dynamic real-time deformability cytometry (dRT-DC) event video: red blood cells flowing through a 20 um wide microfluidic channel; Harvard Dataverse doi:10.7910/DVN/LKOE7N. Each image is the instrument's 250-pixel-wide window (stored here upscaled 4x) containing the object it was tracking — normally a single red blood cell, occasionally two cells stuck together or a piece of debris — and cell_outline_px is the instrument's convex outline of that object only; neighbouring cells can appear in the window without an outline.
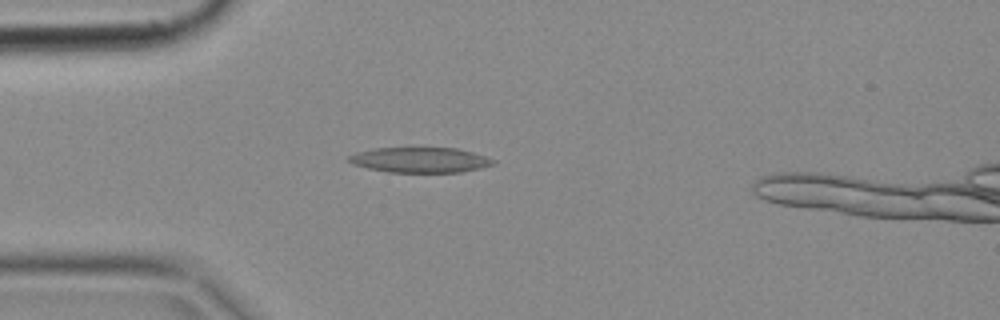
{"species": "common noctule bat (a hibernating species)", "species_latin": "Nyctalus noctula", "temperature_condition": "cold", "stored_images_in_passage": 45, "camera_frame_rate_fps": 3000, "um_per_image_px": 0.085, "animal": {"sex": "female", "body_mass_g": 18.4}, "frame": {"image": 1, "passage_image": 12, "time_ms": 3.667, "image_size_px": [1000, 320], "cell_outline_px": [[496, 160], [492, 164], [480, 168], [460, 172], [388, 172], [368, 168], [352, 164], [348, 160], [348, 156], [356, 152], [376, 148], [456, 148], [472, 152]], "centroid_in_image_um": [35.67, 13.59], "position_along_channel_um": 49.3, "area_um2": 21.04}}
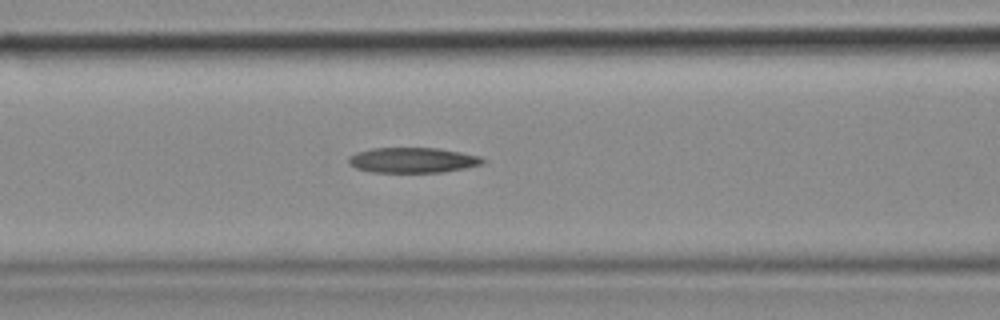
{"frame": {"image": 2, "passage_image": 19, "time_ms": 6.0, "image_size_px": [1000, 320], "cell_outline_px": [[488, 160], [484, 164], [444, 172], [372, 172], [356, 168], [348, 164], [348, 156], [356, 152], [372, 148], [436, 148], [460, 152], [480, 156]], "centroid_in_image_um": [35.08, 13.61], "position_along_channel_um": 131.5, "area_um2": 19.88}}
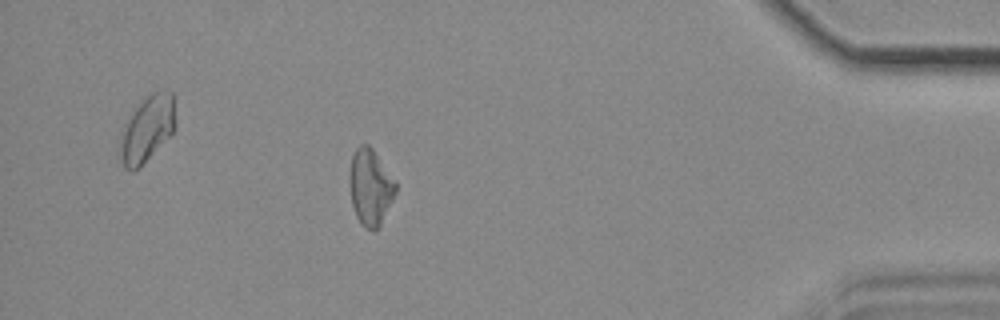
{"frame": {"image": 3, "passage_image": 43, "time_ms": 14.0, "image_size_px": [1000, 320], "cell_outline_px": [[396, 192], [376, 232], [372, 232], [364, 228], [356, 216], [352, 204], [352, 156], [356, 148], [360, 144], [368, 144], [372, 148], [396, 180]], "centroid_in_image_um": [31.53, 15.93], "position_along_channel_um": 403.7, "area_um2": 19.94}}